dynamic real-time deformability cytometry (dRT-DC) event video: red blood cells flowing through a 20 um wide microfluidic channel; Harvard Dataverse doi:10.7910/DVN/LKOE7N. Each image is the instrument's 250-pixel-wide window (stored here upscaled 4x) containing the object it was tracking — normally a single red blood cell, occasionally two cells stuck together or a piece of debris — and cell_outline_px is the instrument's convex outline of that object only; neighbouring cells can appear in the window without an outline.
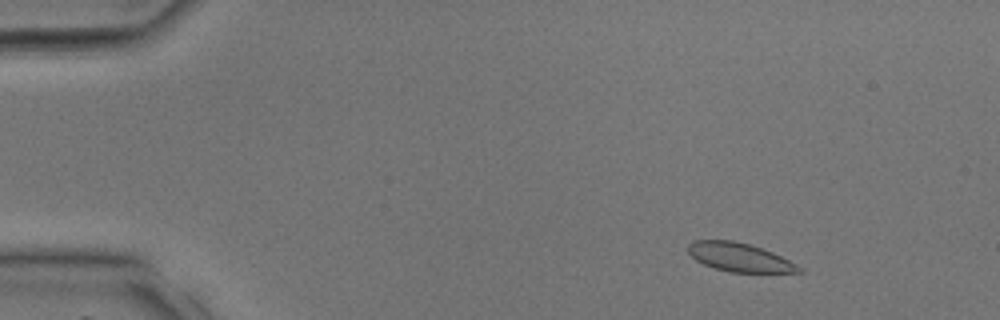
{"species": "common noctule bat (a hibernating species)", "species_latin": "Nyctalus noctula", "temperature_condition": "room temperature", "stored_images_in_passage": 37, "camera_frame_rate_fps": 3000, "um_per_image_px": 0.085, "animal": {"sex": "male", "body_mass_g": 17.9, "forearm_length_mm": 54.2}, "frame": {"image": 1, "passage_image": 4, "time_ms": 1.0, "image_size_px": [1000, 320], "cell_outline_px": [[804, 272], [728, 272], [704, 264], [696, 260], [688, 252], [688, 244], [692, 240], [732, 240], [748, 244], [772, 252], [804, 268]], "centroid_in_image_um": [62.85, 21.87], "position_along_channel_um": 22.2, "area_um2": 18.32}}
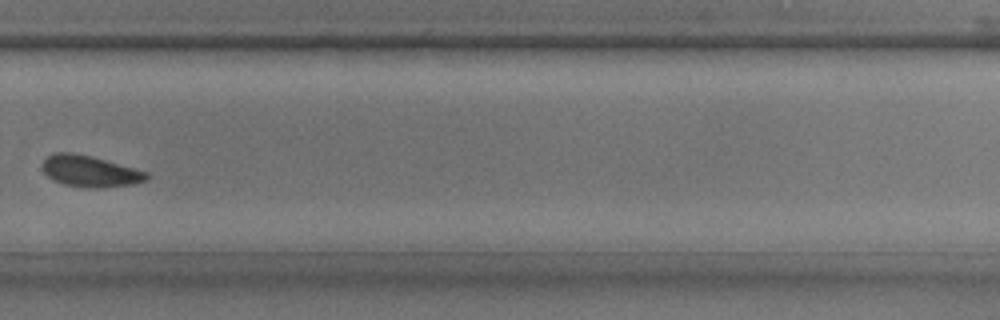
{"frame": {"image": 2, "passage_image": 26, "time_ms": 8.333, "image_size_px": [1000, 320], "cell_outline_px": [[152, 176], [148, 180], [132, 184], [100, 188], [88, 188], [64, 184], [52, 180], [44, 172], [40, 164], [48, 156], [56, 152], [72, 152], [92, 156], [148, 172]], "centroid_in_image_um": [7.66, 14.55], "position_along_channel_um": 322.1, "area_um2": 19.19}}
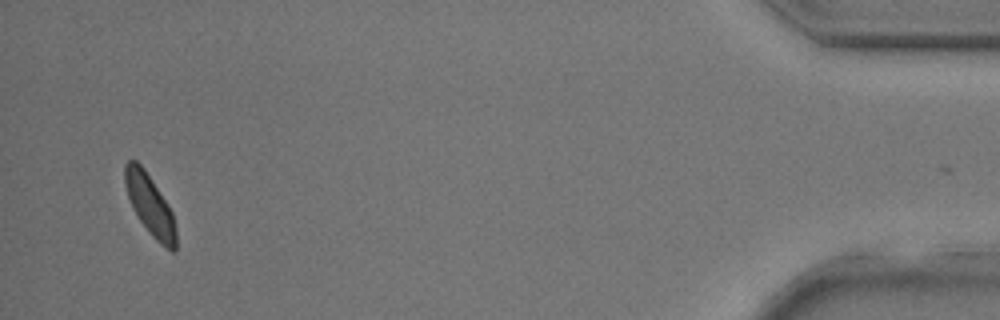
{"frame": {"image": 3, "passage_image": 36, "time_ms": 11.667, "image_size_px": [1000, 320], "cell_outline_px": [[176, 252], [172, 252], [160, 244], [148, 232], [132, 208], [124, 184], [124, 164], [128, 160], [136, 160], [144, 168], [152, 180], [172, 212], [176, 228]], "centroid_in_image_um": [12.74, 17.43], "position_along_channel_um": 422.5, "area_um2": 18.03}}